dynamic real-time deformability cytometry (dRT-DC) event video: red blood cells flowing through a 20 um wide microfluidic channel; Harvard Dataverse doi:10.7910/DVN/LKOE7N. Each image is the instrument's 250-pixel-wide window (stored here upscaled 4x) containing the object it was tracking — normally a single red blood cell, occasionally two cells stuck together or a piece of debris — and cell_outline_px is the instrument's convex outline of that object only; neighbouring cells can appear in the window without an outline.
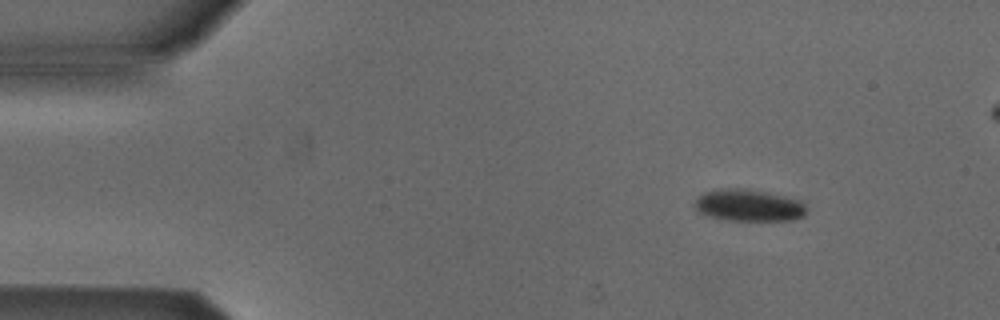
{"species": "Egyptian fruit bat (a non-hibernating species)", "species_latin": "Rousettus aegyptiacus", "temperature_condition": "cold", "stored_images_in_passage": 46, "camera_frame_rate_fps": 3000, "um_per_image_px": 0.085, "animal": {"sex": "male"}, "frame": {"image": 1, "passage_image": 1, "time_ms": 0.0, "image_size_px": [1000, 320], "cell_outline_px": [[804, 216], [792, 220], [728, 220], [708, 216], [700, 212], [692, 204], [696, 196], [704, 192], [720, 188], [748, 188], [768, 192], [800, 200], [804, 204]], "centroid_in_image_um": [63.58, 17.43], "position_along_channel_um": 21.4, "area_um2": 20.92}}
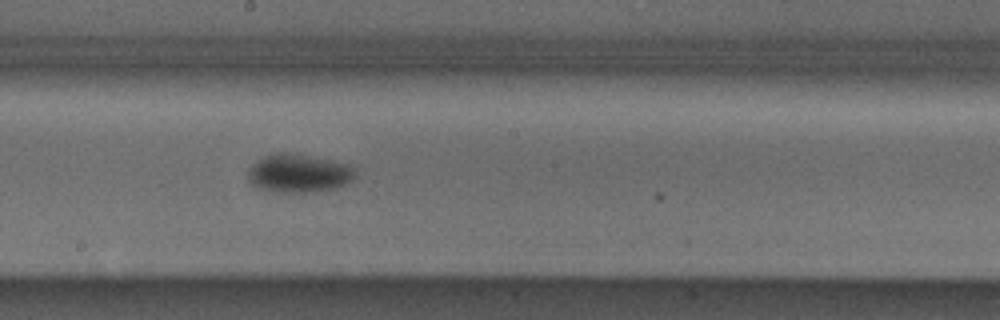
{"frame": {"image": 2, "passage_image": 23, "time_ms": 7.333, "image_size_px": [1000, 320], "cell_outline_px": [[356, 168], [352, 180], [348, 184], [336, 188], [312, 192], [276, 192], [260, 188], [252, 184], [248, 180], [248, 168], [256, 160], [264, 156], [276, 152], [292, 152], [312, 156], [348, 164]], "centroid_in_image_um": [25.38, 14.72], "position_along_channel_um": 222.8, "area_um2": 24.28}}
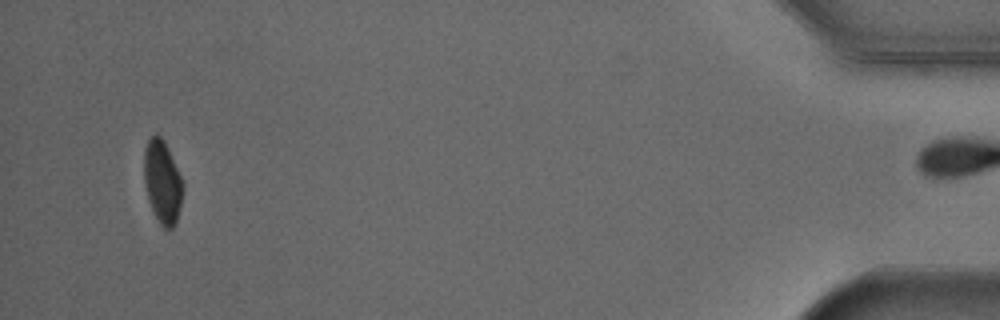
{"frame": {"image": 3, "passage_image": 45, "time_ms": 14.667, "image_size_px": [1000, 320], "cell_outline_px": [[184, 188], [176, 224], [172, 228], [164, 228], [160, 224], [148, 200], [144, 180], [144, 148], [148, 140], [156, 132], [164, 140], [184, 184]], "centroid_in_image_um": [13.8, 15.45], "position_along_channel_um": 421.4, "area_um2": 18.73}, "authors_computed_cell_mechanics": {"area_um2": 21.964, "velocity_mm_per_s": 3.8545, "shape_relaxation_time_tau1_ms": 4.282, "shape_relaxation_time_tau2_ms": null, "deformation_change_tau1": 0.06, "deformation_change_tau2": null}}